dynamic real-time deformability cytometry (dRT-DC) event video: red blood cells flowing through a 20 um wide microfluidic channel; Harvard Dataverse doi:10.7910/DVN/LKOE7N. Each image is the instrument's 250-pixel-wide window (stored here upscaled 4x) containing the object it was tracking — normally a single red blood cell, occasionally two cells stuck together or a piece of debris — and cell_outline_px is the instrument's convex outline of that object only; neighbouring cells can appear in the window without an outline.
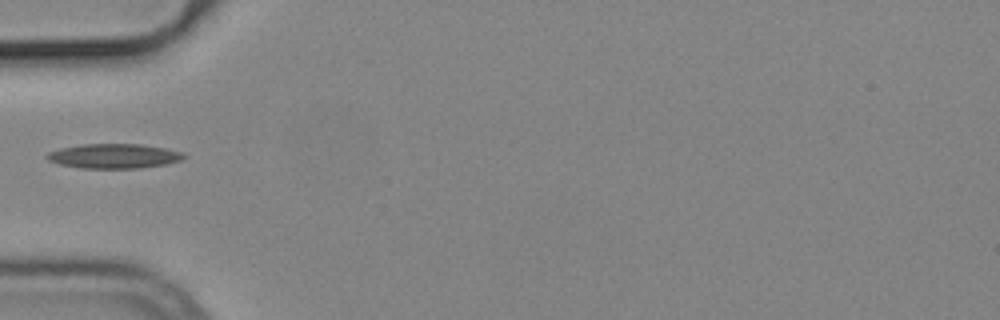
{"species": "common noctule bat (a hibernating species)", "species_latin": "Nyctalus noctula", "temperature_condition": "cold", "stored_images_in_passage": 37, "camera_frame_rate_fps": 3000, "um_per_image_px": 0.085, "animal": {"sex": "male", "body_mass_g": 19.2, "forearm_length_mm": 51.8}, "frame": {"image": 1, "passage_image": 1, "time_ms": 0.0, "image_size_px": [1000, 320], "cell_outline_px": [[188, 156], [180, 160], [164, 164], [140, 168], [80, 168], [60, 164], [48, 160], [44, 156], [48, 152], [60, 148], [80, 144], [140, 144], [164, 148], [184, 152]], "centroid_in_image_um": [9.67, 13.26], "position_along_channel_um": 75.3, "area_um2": 19.65}}
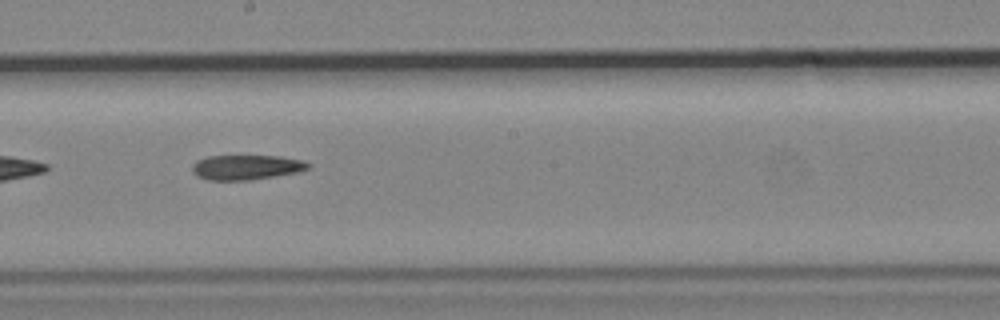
{"frame": {"image": 2, "passage_image": 13, "time_ms": 4.0, "image_size_px": [1000, 320], "cell_outline_px": [[312, 164], [308, 168], [300, 172], [248, 180], [208, 180], [196, 176], [192, 172], [192, 164], [196, 160], [208, 156], [280, 156], [304, 160]], "centroid_in_image_um": [20.94, 14.21], "position_along_channel_um": 227.3, "area_um2": 16.94}}
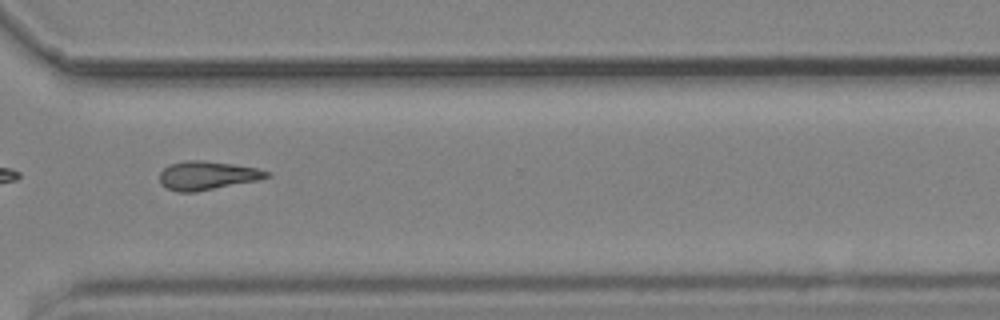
{"frame": {"image": 3, "passage_image": 23, "time_ms": 7.333, "image_size_px": [1000, 320], "cell_outline_px": [[272, 176], [256, 180], [196, 192], [176, 192], [160, 184], [160, 172], [164, 168], [172, 164], [184, 160], [204, 160], [232, 164], [256, 168], [272, 172]], "centroid_in_image_um": [17.61, 14.91], "position_along_channel_um": 353.0, "area_um2": 17.8}}